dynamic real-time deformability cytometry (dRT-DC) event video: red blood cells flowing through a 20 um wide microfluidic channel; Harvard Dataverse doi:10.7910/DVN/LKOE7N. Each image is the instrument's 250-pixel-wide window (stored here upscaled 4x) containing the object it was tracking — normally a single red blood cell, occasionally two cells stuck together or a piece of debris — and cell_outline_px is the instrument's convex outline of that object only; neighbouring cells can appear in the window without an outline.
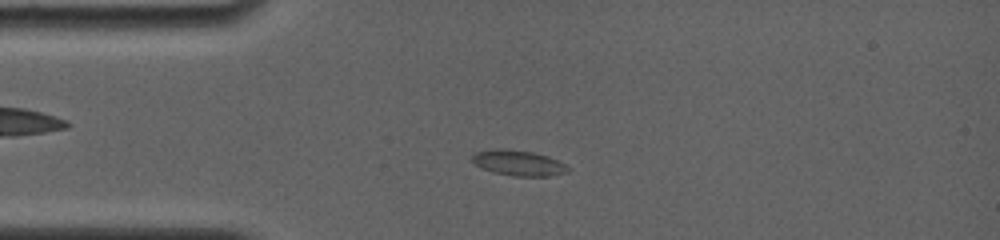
{"species": "common noctule bat (a hibernating species)", "species_latin": "Nyctalus noctula", "temperature_condition": "room temperature", "stored_images_in_passage": 8, "camera_frame_rate_fps": 4000, "um_per_image_px": 0.085, "animal": {"sex": "female", "body_mass_g": 19.0, "forearm_length_mm": 56.7}, "frame": {"image": 1, "passage_image": 5, "time_ms": 2.75, "image_size_px": [1000, 240], "cell_outline_px": [[572, 168], [568, 172], [548, 176], [512, 176], [492, 172], [480, 168], [472, 160], [472, 156], [476, 152], [496, 148], [504, 148], [532, 152], [548, 156]], "centroid_in_image_um": [44.06, 13.85], "position_along_channel_um": 40.9, "area_um2": 14.28}}
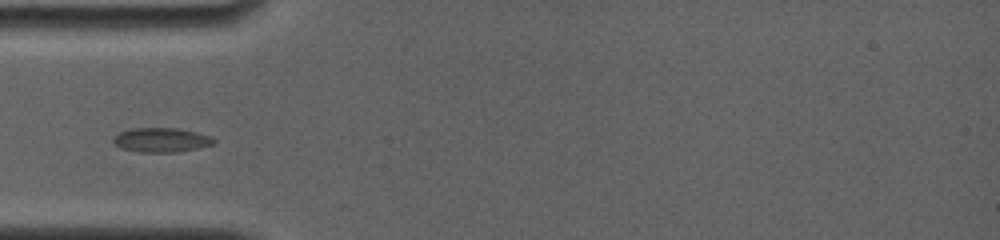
{"frame": {"image": 2, "passage_image": 6, "time_ms": 4.0, "image_size_px": [1000, 240], "cell_outline_px": [[216, 140], [212, 144], [196, 148], [176, 152], [136, 152], [120, 148], [112, 140], [120, 132], [132, 128], [176, 128], [196, 132], [208, 136]], "centroid_in_image_um": [13.67, 11.9], "position_along_channel_um": 71.3, "area_um2": 14.05}}
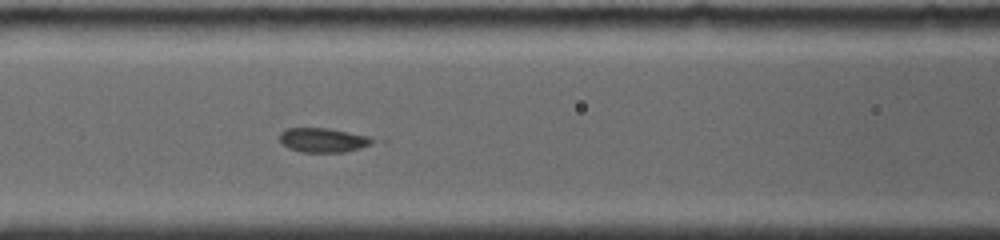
{"frame": {"image": 3, "passage_image": 8, "time_ms": 5.75, "image_size_px": [1000, 240], "cell_outline_px": [[376, 140], [372, 144], [360, 148], [344, 152], [300, 152], [288, 148], [280, 144], [280, 132], [288, 128], [328, 128], [368, 136]], "centroid_in_image_um": [27.44, 11.91], "position_along_channel_um": 139.2, "area_um2": 13.24}}